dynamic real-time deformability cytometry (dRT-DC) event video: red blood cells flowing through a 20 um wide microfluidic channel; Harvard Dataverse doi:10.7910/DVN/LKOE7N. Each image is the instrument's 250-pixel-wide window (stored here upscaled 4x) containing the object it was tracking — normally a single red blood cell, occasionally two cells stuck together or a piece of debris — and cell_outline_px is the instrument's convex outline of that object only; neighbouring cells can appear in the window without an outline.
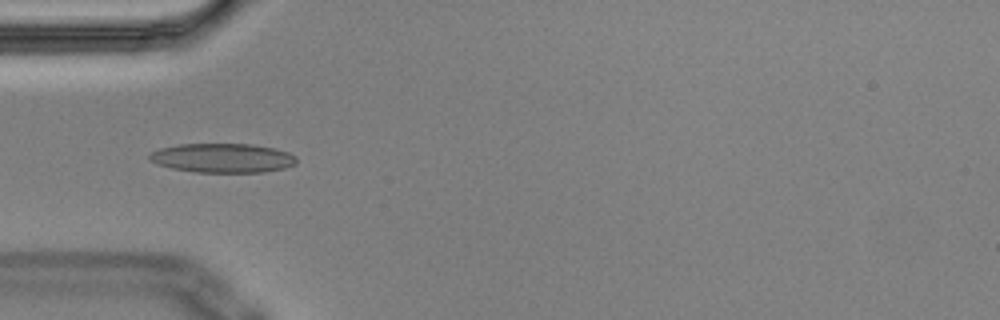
{"species": "Egyptian fruit bat (a non-hibernating species)", "species_latin": "Rousettus aegyptiacus", "temperature_condition": "cold", "stored_images_in_passage": 6, "camera_frame_rate_fps": 3000, "um_per_image_px": 0.085, "animal": {"sex": "male"}, "frame": {"image": 1, "passage_image": 5, "time_ms": 1.333, "image_size_px": [1000, 320], "cell_outline_px": [[296, 164], [284, 168], [264, 172], [196, 172], [172, 168], [148, 160], [148, 156], [152, 152], [160, 148], [180, 144], [252, 144], [276, 148], [288, 152], [296, 156]], "centroid_in_image_um": [18.95, 13.42], "position_along_channel_um": 66.1, "area_um2": 25.03}}